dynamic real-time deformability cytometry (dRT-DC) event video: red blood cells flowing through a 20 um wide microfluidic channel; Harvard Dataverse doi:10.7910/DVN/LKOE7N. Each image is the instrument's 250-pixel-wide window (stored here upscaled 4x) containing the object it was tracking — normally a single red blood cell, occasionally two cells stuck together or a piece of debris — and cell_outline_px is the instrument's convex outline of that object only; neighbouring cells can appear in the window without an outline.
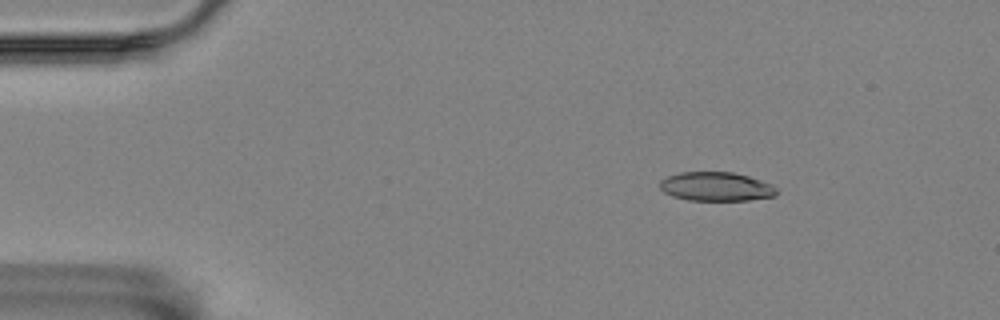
{"species": "Egyptian fruit bat (a non-hibernating species)", "species_latin": "Rousettus aegyptiacus", "temperature_condition": "room temperature", "stored_images_in_passage": 3, "camera_frame_rate_fps": 3000, "um_per_image_px": 0.085, "animal": {"sex": "female"}, "frame": {"image": 1, "passage_image": 1, "time_ms": 0.0, "image_size_px": [1000, 320], "cell_outline_px": [[776, 196], [748, 200], [688, 200], [672, 196], [664, 192], [660, 188], [660, 180], [668, 176], [680, 172], [732, 172], [748, 176], [772, 184], [776, 188]], "centroid_in_image_um": [60.86, 15.86], "position_along_channel_um": 24.1, "area_um2": 19.65}}